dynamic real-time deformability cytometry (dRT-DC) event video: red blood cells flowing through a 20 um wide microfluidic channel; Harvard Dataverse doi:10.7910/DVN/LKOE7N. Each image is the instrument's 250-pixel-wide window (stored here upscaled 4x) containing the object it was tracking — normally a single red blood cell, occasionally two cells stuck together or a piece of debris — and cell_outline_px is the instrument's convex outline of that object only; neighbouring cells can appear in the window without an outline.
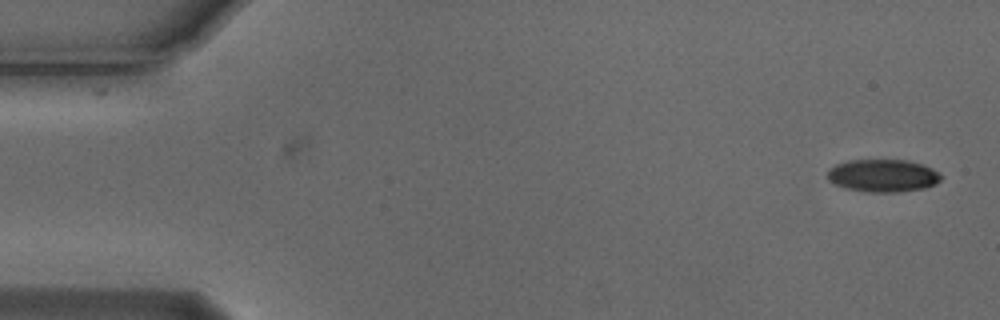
{"species": "Egyptian fruit bat (a non-hibernating species)", "species_latin": "Rousettus aegyptiacus", "temperature_condition": "cold", "stored_images_in_passage": 53, "camera_frame_rate_fps": 3000, "um_per_image_px": 0.085, "animal": {"sex": "male"}, "frame": {"image": 1, "passage_image": 1, "time_ms": 0.0, "image_size_px": [1000, 320], "cell_outline_px": [[944, 176], [936, 184], [924, 188], [896, 192], [868, 192], [844, 188], [832, 184], [828, 180], [828, 168], [836, 164], [848, 160], [908, 160], [932, 168], [940, 172]], "centroid_in_image_um": [75.04, 14.93], "position_along_channel_um": 10.0, "area_um2": 21.85}}
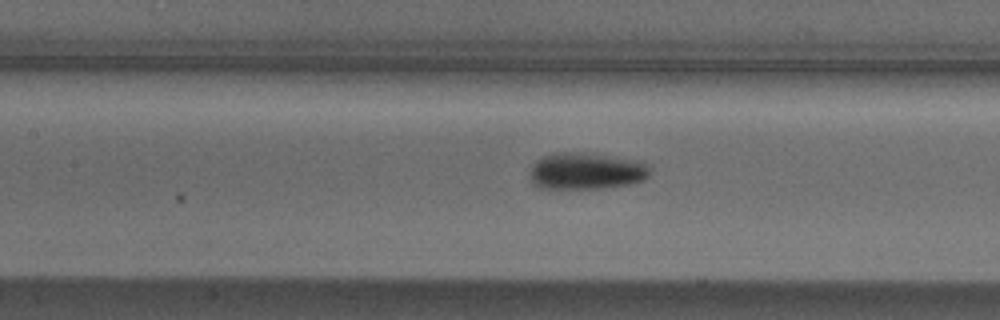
{"frame": {"image": 2, "passage_image": 23, "time_ms": 7.333, "image_size_px": [1000, 320], "cell_outline_px": [[652, 168], [648, 176], [644, 180], [628, 184], [600, 188], [540, 188], [532, 184], [532, 164], [536, 160], [544, 156], [556, 152], [584, 152], [640, 160], [648, 164]], "centroid_in_image_um": [49.87, 14.52], "position_along_channel_um": 157.5, "area_um2": 25.84}}
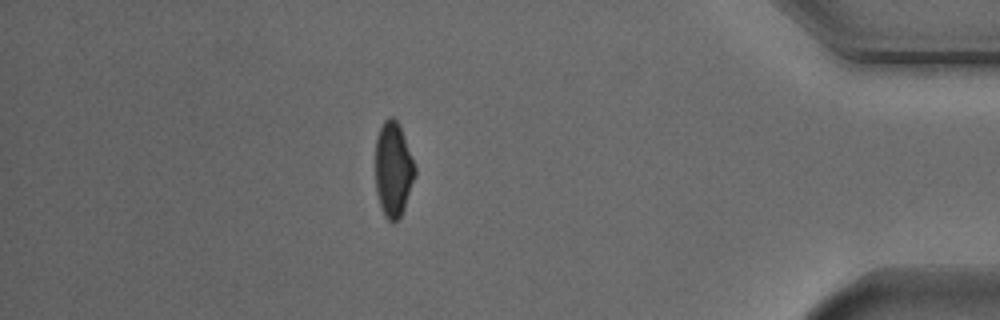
{"frame": {"image": 3, "passage_image": 46, "time_ms": 15.0, "image_size_px": [1000, 320], "cell_outline_px": [[416, 176], [404, 208], [400, 216], [396, 220], [388, 220], [384, 216], [376, 192], [376, 136], [384, 120], [388, 116], [392, 116], [396, 120], [400, 128], [416, 168]], "centroid_in_image_um": [33.42, 14.39], "position_along_channel_um": 401.8, "area_um2": 21.62}, "authors_computed_cell_mechanics": {"area_um2": 23.4668, "velocity_mm_per_s": 3.7736, "shape_relaxation_time_tau1_ms": 3.9416, "shape_relaxation_time_tau2_ms": null, "deformation_change_tau1": 0.1226, "deformation_change_tau2": null}}